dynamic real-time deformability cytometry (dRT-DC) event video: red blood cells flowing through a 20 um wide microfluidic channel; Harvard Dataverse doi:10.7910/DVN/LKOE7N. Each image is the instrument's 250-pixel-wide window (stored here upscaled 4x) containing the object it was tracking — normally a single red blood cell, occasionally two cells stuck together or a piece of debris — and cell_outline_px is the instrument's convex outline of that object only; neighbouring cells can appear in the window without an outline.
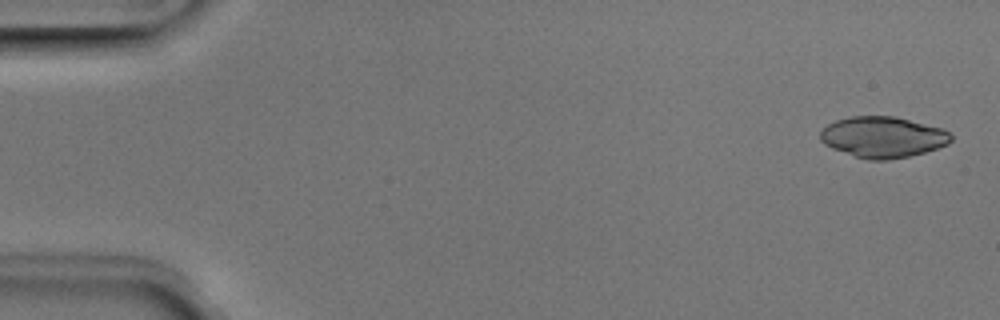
{"species": "Egyptian fruit bat (a non-hibernating species)", "species_latin": "Rousettus aegyptiacus", "temperature_condition": "room temperature", "stored_images_in_passage": 50, "camera_frame_rate_fps": 3000, "um_per_image_px": 0.085, "animal": {"sex": "male"}, "frame": {"image": 1, "passage_image": 2, "time_ms": 0.333, "image_size_px": [1000, 320], "cell_outline_px": [[952, 140], [948, 144], [924, 152], [908, 156], [888, 160], [868, 160], [832, 148], [824, 144], [820, 140], [820, 132], [828, 124], [836, 120], [852, 116], [896, 116], [940, 128], [948, 132], [952, 136]], "centroid_in_image_um": [75.03, 11.65], "position_along_channel_um": 10.0, "area_um2": 30.98}}